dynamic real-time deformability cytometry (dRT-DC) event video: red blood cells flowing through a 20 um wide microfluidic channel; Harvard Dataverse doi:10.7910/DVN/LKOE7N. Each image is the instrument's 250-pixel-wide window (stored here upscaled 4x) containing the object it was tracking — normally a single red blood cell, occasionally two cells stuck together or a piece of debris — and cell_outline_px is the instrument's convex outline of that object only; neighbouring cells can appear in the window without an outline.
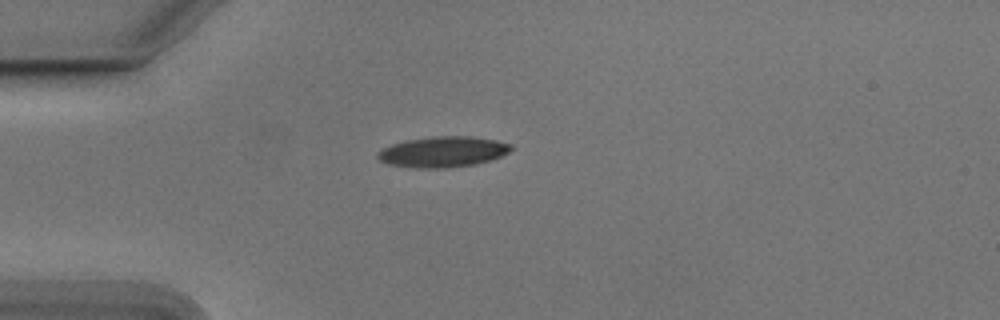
{"species": "Egyptian fruit bat (a non-hibernating species)", "species_latin": "Rousettus aegyptiacus", "temperature_condition": "cold", "stored_images_in_passage": 35, "camera_frame_rate_fps": 3000, "um_per_image_px": 0.085, "animal": {"sex": "male"}, "frame": {"image": 1, "passage_image": 1, "time_ms": 0.0, "image_size_px": [1000, 320], "cell_outline_px": [[512, 148], [508, 152], [492, 160], [476, 164], [448, 168], [412, 168], [388, 164], [380, 160], [376, 156], [376, 152], [392, 144], [404, 140], [432, 136], [472, 136], [496, 140], [512, 144]], "centroid_in_image_um": [37.63, 12.9], "position_along_channel_um": 47.4, "area_um2": 24.1}}
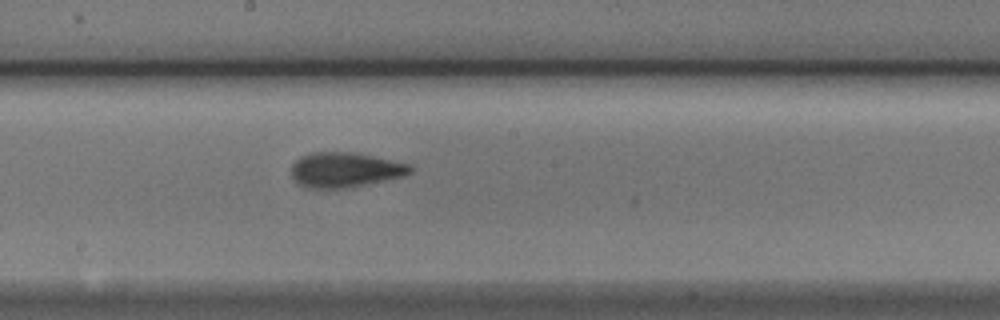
{"frame": {"image": 2, "passage_image": 16, "time_ms": 5.0, "image_size_px": [1000, 320], "cell_outline_px": [[412, 172], [400, 176], [344, 188], [308, 188], [300, 184], [292, 176], [292, 164], [300, 156], [312, 152], [356, 152], [408, 164], [412, 168]], "centroid_in_image_um": [29.27, 14.41], "position_along_channel_um": 218.9, "area_um2": 23.7}}
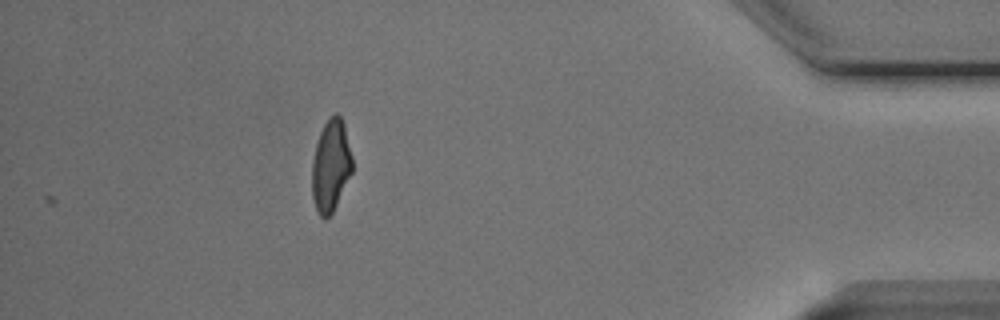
{"frame": {"image": 3, "passage_image": 35, "time_ms": 11.333, "image_size_px": [1000, 320], "cell_outline_px": [[352, 172], [332, 212], [324, 220], [316, 212], [312, 196], [312, 160], [316, 144], [320, 132], [324, 124], [336, 112], [340, 116], [344, 124], [352, 156]], "centroid_in_image_um": [28.1, 14.1], "position_along_channel_um": 407.1, "area_um2": 21.44}, "authors_computed_cell_mechanics": {"area_um2": 22.831, "velocity_mm_per_s": 3.7786, "shape_relaxation_time_tau1_ms": 4.1971, "shape_relaxation_time_tau2_ms": 1.9937, "deformation_change_tau1": 0.1649, "deformation_change_tau2": 0.1012}}